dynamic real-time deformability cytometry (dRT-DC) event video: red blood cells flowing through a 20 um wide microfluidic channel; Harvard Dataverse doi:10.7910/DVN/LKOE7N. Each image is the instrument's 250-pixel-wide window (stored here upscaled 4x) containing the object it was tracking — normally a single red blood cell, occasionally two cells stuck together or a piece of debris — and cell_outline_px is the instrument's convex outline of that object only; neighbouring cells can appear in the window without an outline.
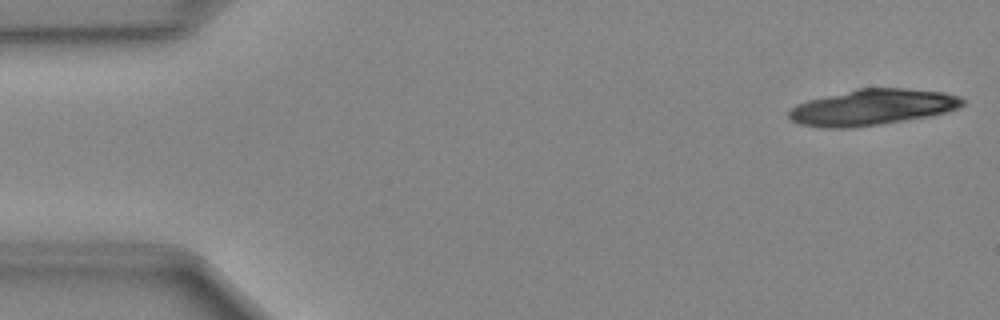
{"species": "Egyptian fruit bat (a non-hibernating species)", "species_latin": "Rousettus aegyptiacus", "temperature_condition": "cold", "stored_images_in_passage": 16, "camera_frame_rate_fps": 3000, "um_per_image_px": 0.085, "animal": {"sex": "female"}, "frame": {"image": 1, "passage_image": 1, "time_ms": 0.0, "image_size_px": [1000, 320], "cell_outline_px": [[964, 104], [960, 108], [948, 112], [928, 116], [880, 124], [852, 128], [828, 128], [800, 124], [792, 120], [788, 116], [788, 112], [796, 104], [808, 100], [856, 88], [904, 88], [944, 92], [960, 96], [964, 100]], "centroid_in_image_um": [74.17, 9.11], "position_along_channel_um": 10.8, "area_um2": 36.41}}